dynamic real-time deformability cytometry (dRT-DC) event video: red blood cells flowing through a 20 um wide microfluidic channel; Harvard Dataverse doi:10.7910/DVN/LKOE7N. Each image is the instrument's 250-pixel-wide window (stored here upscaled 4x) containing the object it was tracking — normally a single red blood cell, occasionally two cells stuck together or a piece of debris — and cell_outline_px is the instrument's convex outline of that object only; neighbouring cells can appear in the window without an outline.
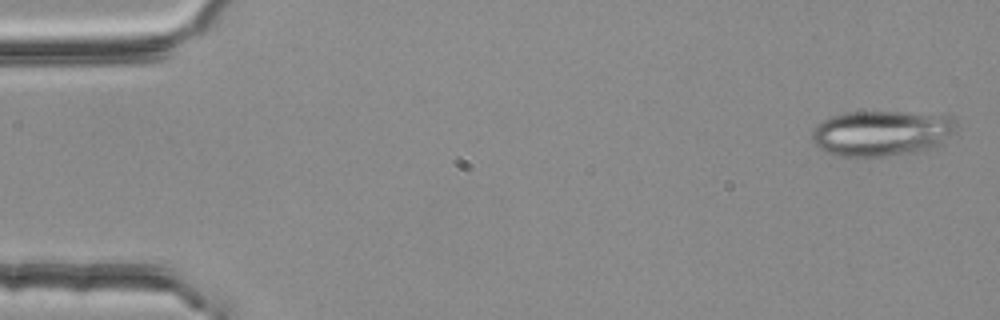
{"species": "common noctule bat (a hibernating species)", "species_latin": "Nyctalus noctula", "temperature_condition": "room temperature", "stored_images_in_passage": 4, "camera_frame_rate_fps": 3000, "um_per_image_px": 0.085, "animal": {"sex": "female", "body_mass_g": 25.1}, "frame": {"image": 1, "passage_image": 1, "time_ms": 0.0, "image_size_px": [1000, 320], "cell_outline_px": [[956, 132], [936, 148], [916, 152], [884, 156], [840, 156], [828, 152], [820, 148], [812, 140], [812, 132], [824, 120], [832, 116], [848, 112], [904, 112], [948, 116], [956, 120]], "centroid_in_image_um": [75.01, 11.33], "position_along_channel_um": 10.0, "area_um2": 38.15}}